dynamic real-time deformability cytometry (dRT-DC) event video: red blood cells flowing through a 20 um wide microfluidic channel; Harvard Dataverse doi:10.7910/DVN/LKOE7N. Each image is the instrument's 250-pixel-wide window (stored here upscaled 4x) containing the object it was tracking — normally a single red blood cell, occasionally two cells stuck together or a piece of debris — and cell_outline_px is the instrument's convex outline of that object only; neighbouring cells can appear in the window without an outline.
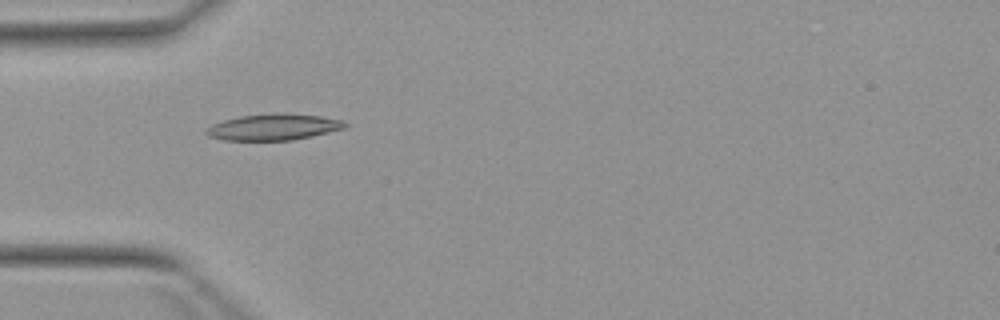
{"species": "Egyptian fruit bat (a non-hibernating species)", "species_latin": "Rousettus aegyptiacus", "temperature_condition": "warm", "stored_images_in_passage": 4, "camera_frame_rate_fps": 3000, "um_per_image_px": 0.085, "animal": {"sex": "female"}, "frame": {"image": 1, "passage_image": 3, "time_ms": 3.333, "image_size_px": [1000, 320], "cell_outline_px": [[348, 124], [344, 128], [312, 136], [292, 140], [224, 140], [208, 136], [204, 132], [204, 128], [212, 124], [224, 120], [240, 116], [320, 116], [344, 120]], "centroid_in_image_um": [23.19, 10.85], "position_along_channel_um": 61.8, "area_um2": 20.17}}